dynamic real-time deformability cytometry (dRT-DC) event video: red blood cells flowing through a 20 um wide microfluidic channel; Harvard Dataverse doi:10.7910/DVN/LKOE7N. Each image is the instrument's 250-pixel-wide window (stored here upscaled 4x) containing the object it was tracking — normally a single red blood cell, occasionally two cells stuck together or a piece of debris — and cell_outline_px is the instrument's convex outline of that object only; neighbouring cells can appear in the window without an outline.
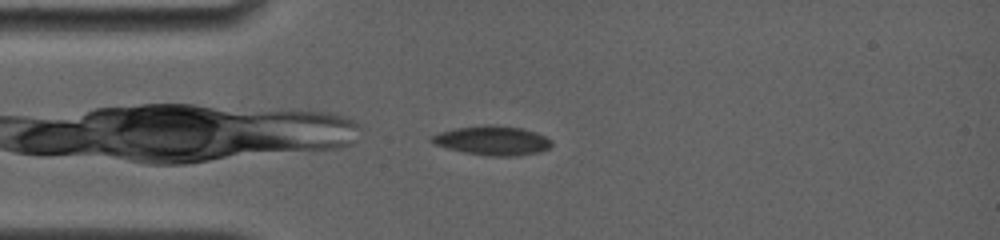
{"species": "common noctule bat (a hibernating species)", "species_latin": "Nyctalus noctula", "temperature_condition": "room temperature", "stored_images_in_passage": 46, "camera_frame_rate_fps": 4000, "um_per_image_px": 0.085, "animal": {"sex": "female", "body_mass_g": 19.0, "forearm_length_mm": 56.7}, "frame": {"image": 1, "passage_image": 3, "time_ms": 0.25, "image_size_px": [1000, 240], "cell_outline_px": [[552, 144], [548, 148], [540, 152], [516, 156], [488, 156], [464, 152], [432, 144], [428, 140], [428, 136], [440, 132], [456, 128], [488, 124], [496, 124], [524, 128], [536, 132], [552, 140]], "centroid_in_image_um": [41.83, 11.93], "position_along_channel_um": 43.2, "area_um2": 20.75}}
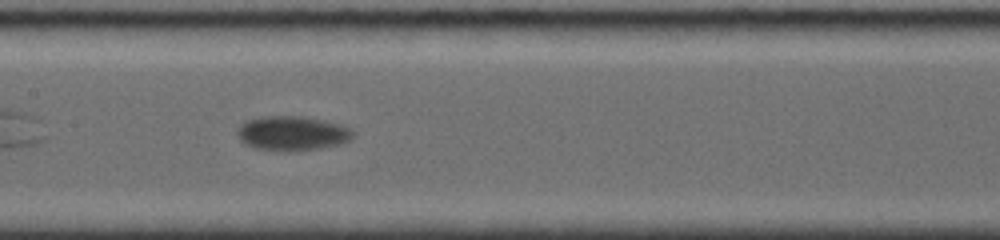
{"frame": {"image": 2, "passage_image": 22, "time_ms": 4.5, "image_size_px": [1000, 240], "cell_outline_px": [[356, 132], [348, 140], [340, 144], [320, 148], [256, 148], [240, 140], [236, 132], [240, 124], [248, 120], [260, 116], [304, 116], [340, 124], [352, 128]], "centroid_in_image_um": [24.87, 11.27], "position_along_channel_um": 182.5, "area_um2": 22.43}}
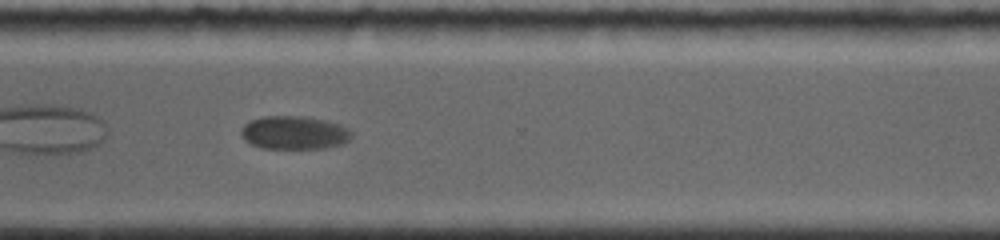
{"frame": {"image": 3, "passage_image": 39, "time_ms": 9.0, "image_size_px": [1000, 240], "cell_outline_px": [[352, 136], [344, 144], [324, 148], [264, 148], [252, 144], [244, 140], [240, 132], [244, 124], [252, 120], [264, 116], [304, 116], [328, 120], [340, 124], [348, 128], [352, 132]], "centroid_in_image_um": [25.04, 11.27], "position_along_channel_um": 345.6, "area_um2": 21.56}, "authors_computed_cell_mechanics": {"area_um2": 21.5305, "velocity_mm_per_s": 3.619, "shape_relaxation_time_tau1_ms": 2.3614, "shape_relaxation_time_tau2_ms": null, "deformation_change_tau1": 0.0725, "deformation_change_tau2": null}}